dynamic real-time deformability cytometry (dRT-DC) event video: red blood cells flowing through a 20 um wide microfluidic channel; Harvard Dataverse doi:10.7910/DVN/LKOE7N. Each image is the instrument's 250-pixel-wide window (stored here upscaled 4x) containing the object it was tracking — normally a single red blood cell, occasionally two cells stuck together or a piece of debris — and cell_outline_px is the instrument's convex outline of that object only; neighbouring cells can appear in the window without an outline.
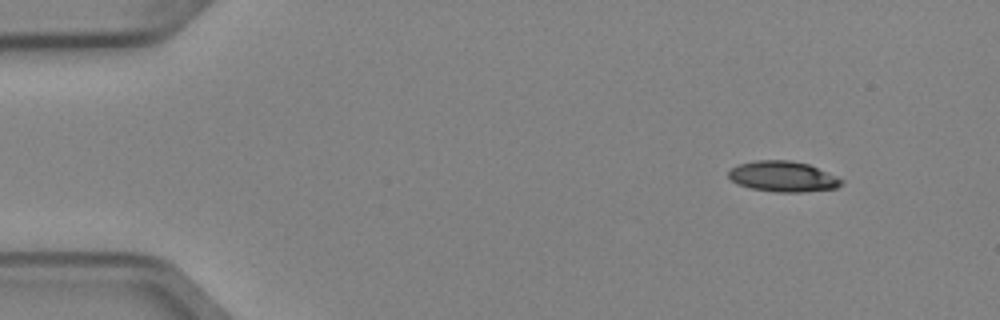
{"species": "Egyptian fruit bat (a non-hibernating species)", "species_latin": "Rousettus aegyptiacus", "temperature_condition": "cold", "stored_images_in_passage": 7, "camera_frame_rate_fps": 3000, "um_per_image_px": 0.085, "animal": {"sex": "female"}, "frame": {"image": 1, "passage_image": 1, "time_ms": 0.0, "image_size_px": [1000, 320], "cell_outline_px": [[844, 184], [836, 188], [800, 192], [776, 192], [752, 188], [740, 184], [732, 180], [728, 176], [728, 172], [732, 168], [740, 164], [756, 160], [788, 160], [808, 164], [836, 176], [844, 180]], "centroid_in_image_um": [66.58, 15.0], "position_along_channel_um": 18.4, "area_um2": 19.88}}
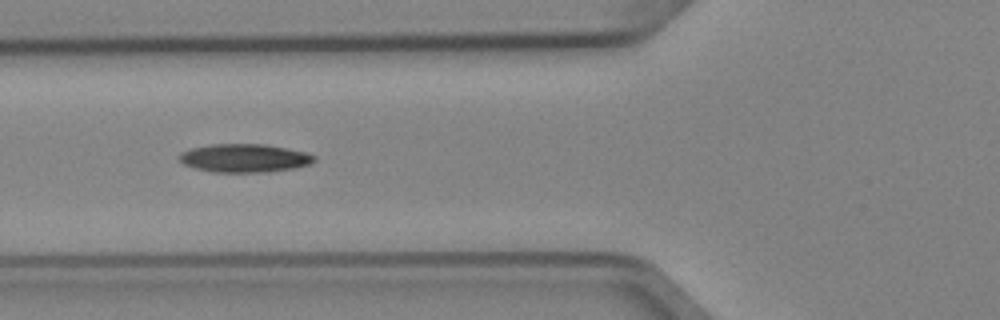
{"frame": {"image": 2, "passage_image": 5, "time_ms": 1.333, "image_size_px": [1000, 320], "cell_outline_px": [[316, 160], [312, 164], [296, 168], [268, 172], [212, 172], [196, 168], [184, 164], [180, 160], [180, 152], [192, 148], [212, 144], [264, 144], [304, 152], [316, 156]], "centroid_in_image_um": [20.81, 13.44], "position_along_channel_um": 105.0, "area_um2": 22.25}}
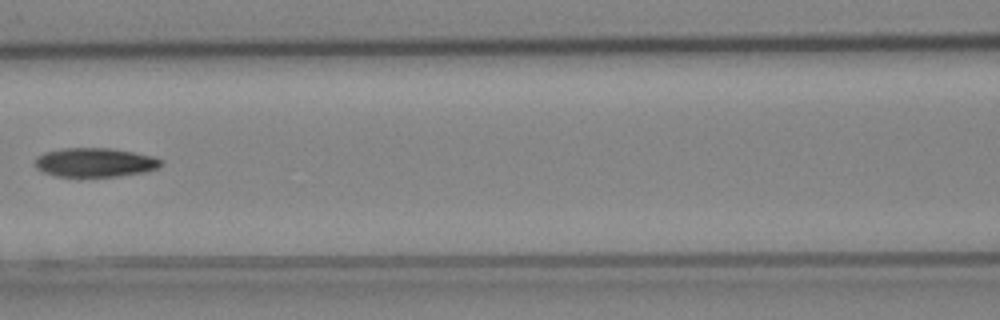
{"frame": {"image": 3, "passage_image": 6, "time_ms": 1.667, "image_size_px": [1000, 320], "cell_outline_px": [[160, 164], [156, 168], [144, 172], [116, 176], [56, 176], [44, 172], [36, 168], [36, 156], [44, 152], [64, 148], [108, 148], [132, 152], [152, 156], [160, 160]], "centroid_in_image_um": [8.01, 13.8], "position_along_channel_um": 158.6, "area_um2": 20.92}}